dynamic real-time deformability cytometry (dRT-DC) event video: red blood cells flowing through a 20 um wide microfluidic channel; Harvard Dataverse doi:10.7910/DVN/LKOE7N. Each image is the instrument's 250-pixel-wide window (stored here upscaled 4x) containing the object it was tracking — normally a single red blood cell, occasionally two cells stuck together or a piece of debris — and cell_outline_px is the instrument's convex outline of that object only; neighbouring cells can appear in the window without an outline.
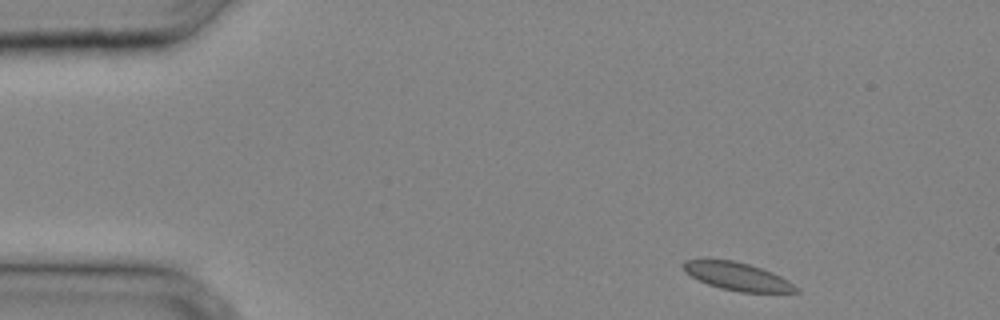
{"species": "common noctule bat (a hibernating species)", "species_latin": "Nyctalus noctula", "temperature_condition": "cold", "stored_images_in_passage": 31, "camera_frame_rate_fps": 3000, "um_per_image_px": 0.085, "animal": {"sex": "male", "body_mass_g": 20.4}, "frame": {"image": 1, "passage_image": 1, "time_ms": 0.0, "image_size_px": [1000, 320], "cell_outline_px": [[800, 292], [740, 292], [720, 288], [708, 284], [684, 272], [680, 264], [684, 260], [708, 256], [732, 260], [748, 264], [772, 272], [788, 280], [800, 288]], "centroid_in_image_um": [62.59, 23.44], "position_along_channel_um": 22.4, "area_um2": 18.9}}
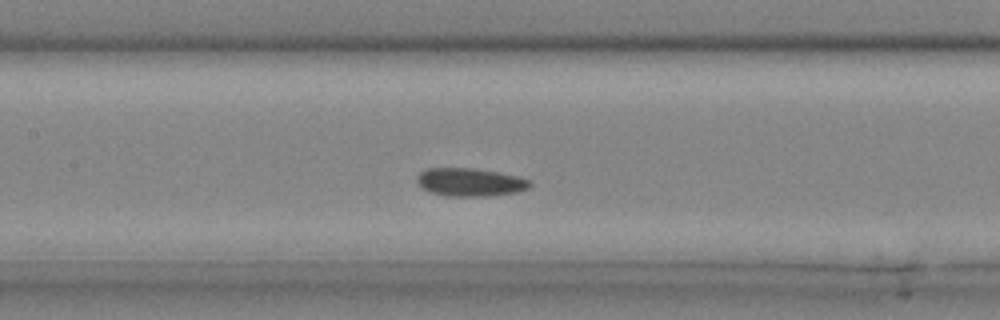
{"frame": {"image": 2, "passage_image": 13, "time_ms": 4.0, "image_size_px": [1000, 320], "cell_outline_px": [[532, 184], [528, 188], [516, 192], [488, 196], [444, 196], [432, 192], [424, 188], [416, 180], [416, 176], [420, 172], [428, 168], [472, 168], [520, 176], [532, 180]], "centroid_in_image_um": [39.99, 15.48], "position_along_channel_um": 167.4, "area_um2": 18.5}}
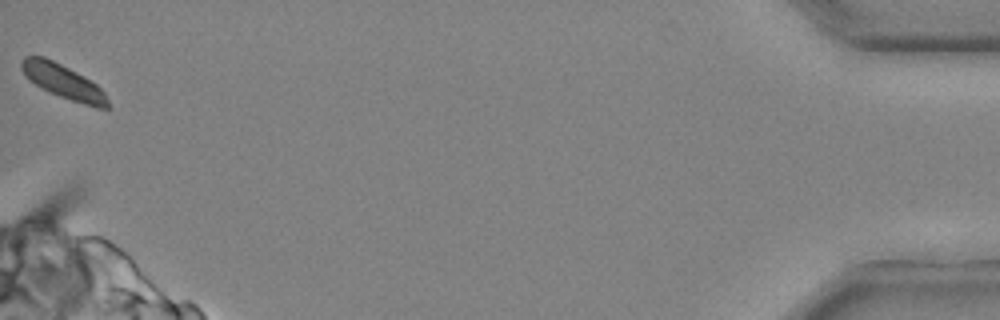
{"frame": {"image": 3, "passage_image": 31, "time_ms": 10.0, "image_size_px": [1000, 320], "cell_outline_px": [[112, 108], [96, 108], [48, 92], [40, 88], [28, 80], [24, 76], [20, 68], [20, 60], [24, 56], [44, 56], [76, 72], [96, 84], [104, 92]], "centroid_in_image_um": [5.33, 6.93], "position_along_channel_um": 429.9, "area_um2": 17.28}}